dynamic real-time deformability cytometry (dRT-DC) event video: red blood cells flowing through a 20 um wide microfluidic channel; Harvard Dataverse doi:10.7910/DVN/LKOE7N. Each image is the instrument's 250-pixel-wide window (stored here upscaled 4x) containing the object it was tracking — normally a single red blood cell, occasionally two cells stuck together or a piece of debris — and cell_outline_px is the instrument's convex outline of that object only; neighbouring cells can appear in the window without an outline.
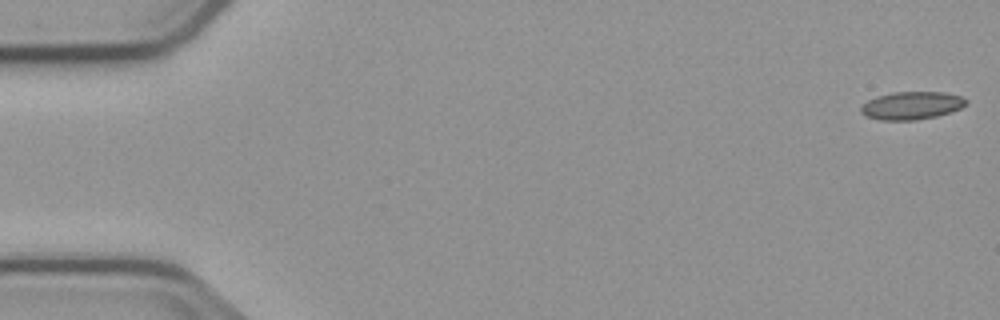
{"species": "common noctule bat (a hibernating species)", "species_latin": "Nyctalus noctula", "temperature_condition": "cold", "stored_images_in_passage": 6, "camera_frame_rate_fps": 3000, "um_per_image_px": 0.085, "animal": {"sex": "male", "body_mass_g": 23.1, "forearm_length_mm": 52.7}, "frame": {"image": 1, "passage_image": 1, "time_ms": 0.0, "image_size_px": [1000, 320], "cell_outline_px": [[968, 100], [960, 108], [936, 116], [916, 120], [880, 120], [864, 116], [860, 112], [860, 108], [868, 100], [876, 96], [892, 92], [944, 92], [960, 96]], "centroid_in_image_um": [77.43, 8.97], "position_along_channel_um": 7.6, "area_um2": 16.99}}
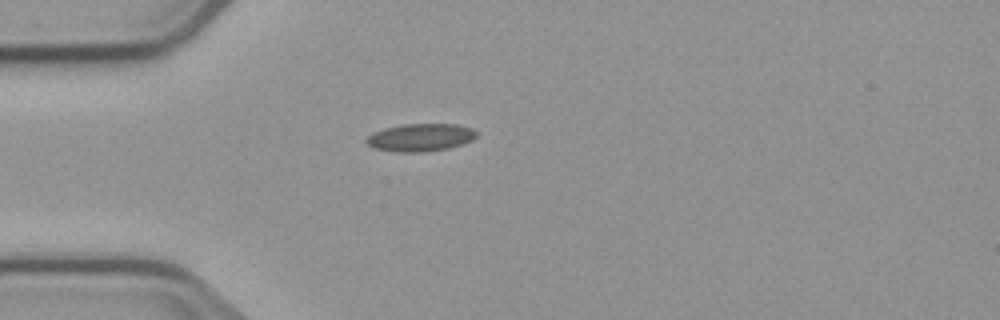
{"frame": {"image": 2, "passage_image": 5, "time_ms": 4.667, "image_size_px": [1000, 320], "cell_outline_px": [[476, 136], [472, 140], [448, 148], [424, 152], [396, 152], [376, 148], [368, 144], [364, 140], [368, 136], [384, 128], [404, 124], [456, 124], [472, 128], [476, 132]], "centroid_in_image_um": [35.74, 11.68], "position_along_channel_um": 49.3, "area_um2": 17.57}}